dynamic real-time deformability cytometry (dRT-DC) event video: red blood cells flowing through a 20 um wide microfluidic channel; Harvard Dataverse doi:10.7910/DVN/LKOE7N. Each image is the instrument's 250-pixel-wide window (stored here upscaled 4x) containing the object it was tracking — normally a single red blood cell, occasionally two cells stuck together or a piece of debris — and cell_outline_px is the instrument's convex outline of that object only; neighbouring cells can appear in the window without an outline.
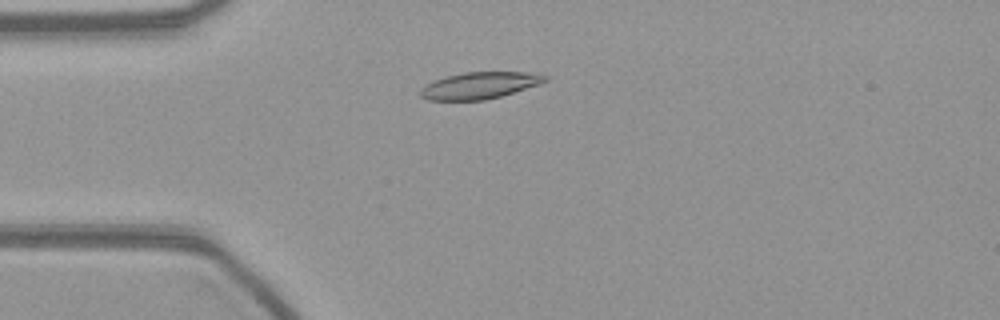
{"species": "common noctule bat (a hibernating species)", "species_latin": "Nyctalus noctula", "temperature_condition": "warm", "stored_images_in_passage": 54, "camera_frame_rate_fps": 3000, "um_per_image_px": 0.085, "animal": {"sex": "female", "body_mass_g": 21.9}, "frame": {"image": 1, "passage_image": 12, "time_ms": 3.667, "image_size_px": [1000, 320], "cell_outline_px": [[548, 80], [540, 84], [500, 96], [484, 100], [428, 100], [420, 96], [420, 88], [444, 76], [464, 72], [540, 72], [548, 76]], "centroid_in_image_um": [40.81, 7.25], "position_along_channel_um": 44.2, "area_um2": 19.48}}
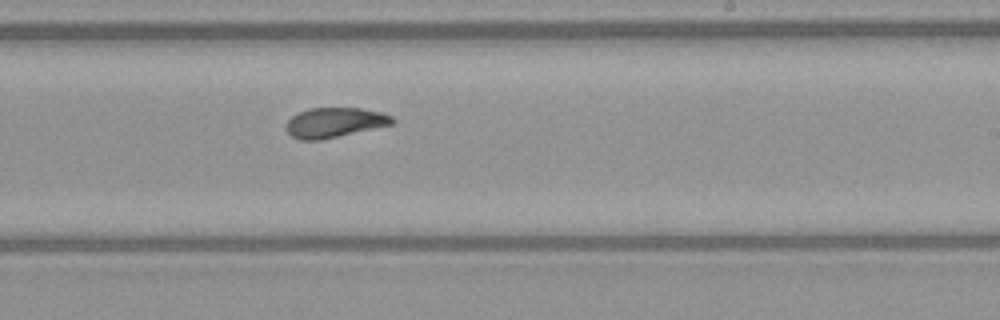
{"frame": {"image": 2, "passage_image": 31, "time_ms": 10.0, "image_size_px": [1000, 320], "cell_outline_px": [[396, 120], [392, 124], [320, 140], [300, 140], [292, 136], [284, 128], [288, 120], [296, 112], [308, 108], [360, 108], [380, 112], [392, 116]], "centroid_in_image_um": [28.39, 10.4], "position_along_channel_um": 260.6, "area_um2": 18.44}}
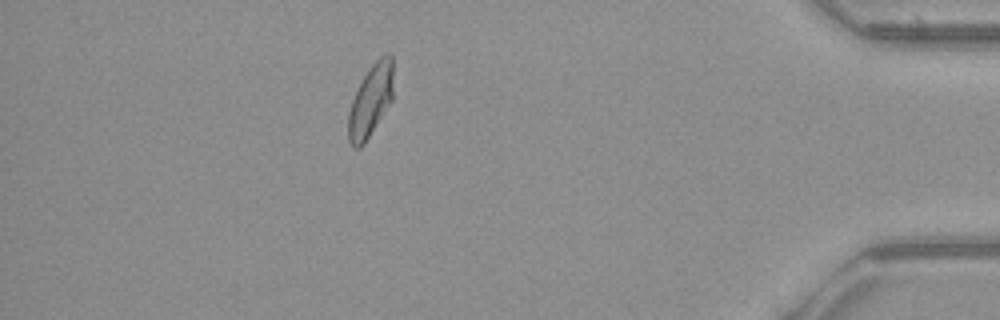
{"frame": {"image": 3, "passage_image": 47, "time_ms": 15.333, "image_size_px": [1000, 320], "cell_outline_px": [[392, 100], [364, 144], [360, 148], [352, 148], [348, 140], [348, 112], [352, 100], [368, 68], [380, 56], [388, 52], [392, 56]], "centroid_in_image_um": [31.49, 8.57], "position_along_channel_um": 403.7, "area_um2": 18.79}}